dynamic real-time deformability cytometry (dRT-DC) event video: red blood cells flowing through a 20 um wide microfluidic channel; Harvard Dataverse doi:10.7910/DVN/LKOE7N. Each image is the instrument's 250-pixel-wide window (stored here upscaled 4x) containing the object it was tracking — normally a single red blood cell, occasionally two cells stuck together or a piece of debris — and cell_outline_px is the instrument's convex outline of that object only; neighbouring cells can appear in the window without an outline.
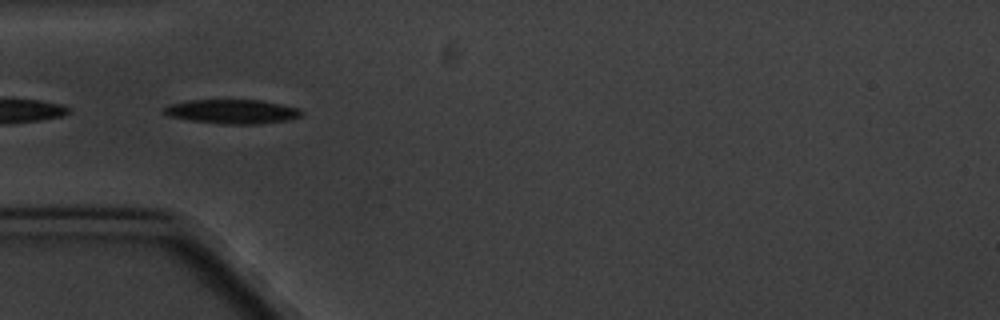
{"species": "common noctule bat (a hibernating species)", "species_latin": "Nyctalus noctula", "temperature_condition": "cold", "stored_images_in_passage": 6, "camera_frame_rate_fps": 3000, "um_per_image_px": 0.085, "animal": {"sex": "male", "body_mass_g": 20.1, "forearm_length_mm": 53.5}, "frame": {"image": 1, "passage_image": 5, "time_ms": 5.667, "image_size_px": [1000, 320], "cell_outline_px": [[304, 112], [300, 116], [288, 120], [260, 124], [220, 124], [192, 120], [168, 116], [160, 112], [168, 104], [188, 100], [260, 100], [300, 108]], "centroid_in_image_um": [19.72, 9.48], "position_along_channel_um": 65.3, "area_um2": 19.54}}